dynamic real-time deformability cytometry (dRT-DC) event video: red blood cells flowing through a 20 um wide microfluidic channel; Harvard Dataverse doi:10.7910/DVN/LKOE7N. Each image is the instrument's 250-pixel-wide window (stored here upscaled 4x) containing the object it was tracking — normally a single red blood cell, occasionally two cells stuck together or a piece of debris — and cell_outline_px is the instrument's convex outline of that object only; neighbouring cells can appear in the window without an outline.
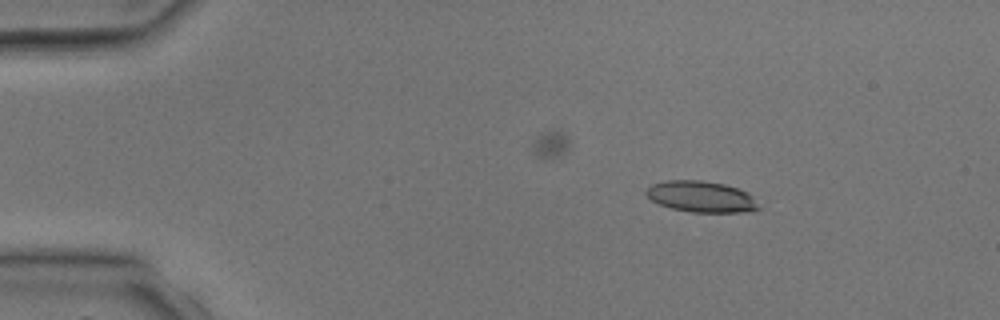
{"species": "common noctule bat (a hibernating species)", "species_latin": "Nyctalus noctula", "temperature_condition": "room temperature", "stored_images_in_passage": 3, "camera_frame_rate_fps": 3000, "um_per_image_px": 0.085, "animal": {"sex": "male", "body_mass_g": 17.9, "forearm_length_mm": 54.2}, "frame": {"image": 1, "passage_image": 2, "time_ms": 1.333, "image_size_px": [1000, 320], "cell_outline_px": [[760, 208], [752, 212], [692, 212], [672, 208], [660, 204], [652, 200], [644, 192], [652, 184], [664, 180], [700, 180], [724, 184], [748, 192], [752, 196]], "centroid_in_image_um": [59.61, 16.71], "position_along_channel_um": 25.4, "area_um2": 20.35}}